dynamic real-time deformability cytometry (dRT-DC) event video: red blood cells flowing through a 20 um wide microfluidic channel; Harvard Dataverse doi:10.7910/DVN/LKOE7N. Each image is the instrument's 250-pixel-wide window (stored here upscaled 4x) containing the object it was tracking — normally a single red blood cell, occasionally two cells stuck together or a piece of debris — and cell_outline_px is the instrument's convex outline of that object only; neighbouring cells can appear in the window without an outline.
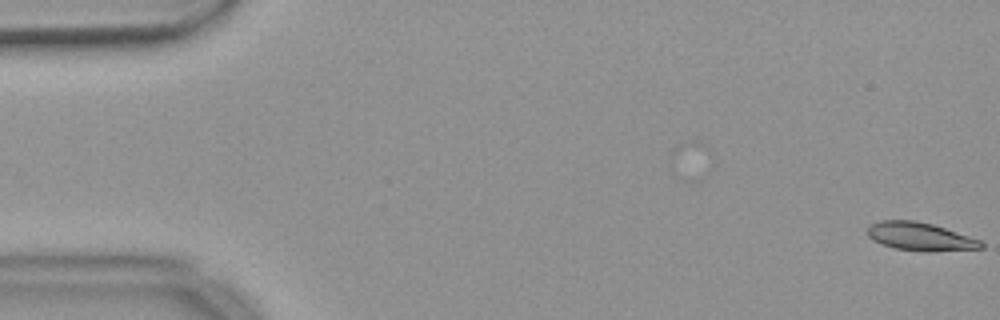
{"species": "common noctule bat (a hibernating species)", "species_latin": "Nyctalus noctula", "temperature_condition": "warm", "stored_images_in_passage": 55, "camera_frame_rate_fps": 3000, "um_per_image_px": 0.085, "animal": {"sex": "female", "body_mass_g": 18.4}, "frame": {"image": 1, "passage_image": 1, "time_ms": 0.0, "image_size_px": [1000, 320], "cell_outline_px": [[984, 248], [928, 252], [924, 252], [896, 248], [872, 240], [868, 236], [868, 228], [872, 224], [880, 220], [916, 220], [932, 224], [980, 240], [984, 244]], "centroid_in_image_um": [78.22, 20.11], "position_along_channel_um": 6.8, "area_um2": 18.5}}
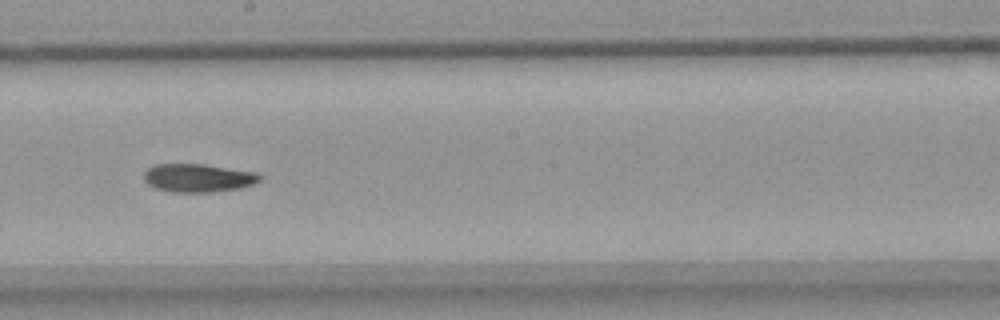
{"frame": {"image": 2, "passage_image": 31, "time_ms": 10.0, "image_size_px": [1000, 320], "cell_outline_px": [[260, 180], [252, 184], [240, 188], [212, 192], [172, 192], [156, 188], [148, 184], [144, 180], [144, 172], [148, 168], [156, 164], [204, 164], [256, 172], [260, 176]], "centroid_in_image_um": [16.82, 15.12], "position_along_channel_um": 231.4, "area_um2": 19.02}}
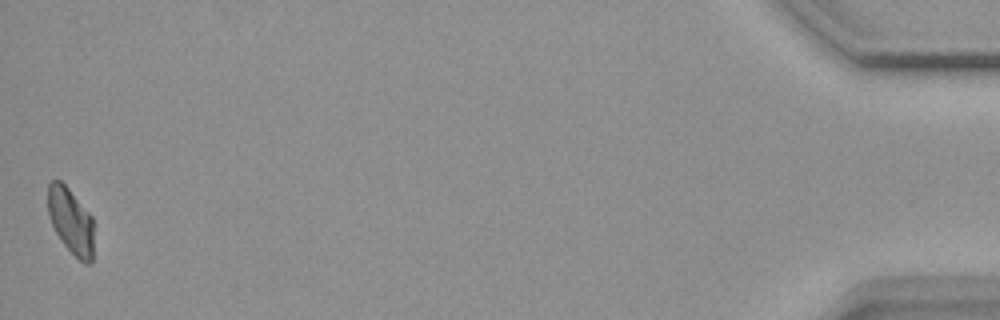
{"frame": {"image": 3, "passage_image": 55, "time_ms": 18.0, "image_size_px": [1000, 320], "cell_outline_px": [[92, 264], [84, 264], [64, 244], [56, 232], [52, 224], [48, 212], [48, 184], [52, 180], [60, 180], [68, 188], [92, 216]], "centroid_in_image_um": [6.01, 18.77], "position_along_channel_um": 429.2, "area_um2": 17.28}, "authors_computed_cell_mechanics": {"area_um2": 19.1318, "velocity_mm_per_s": 3.6738, "shape_relaxation_time_tau1_ms": 7.796, "shape_relaxation_time_tau2_ms": null, "deformation_change_tau1": 0.1807, "deformation_change_tau2": null}}